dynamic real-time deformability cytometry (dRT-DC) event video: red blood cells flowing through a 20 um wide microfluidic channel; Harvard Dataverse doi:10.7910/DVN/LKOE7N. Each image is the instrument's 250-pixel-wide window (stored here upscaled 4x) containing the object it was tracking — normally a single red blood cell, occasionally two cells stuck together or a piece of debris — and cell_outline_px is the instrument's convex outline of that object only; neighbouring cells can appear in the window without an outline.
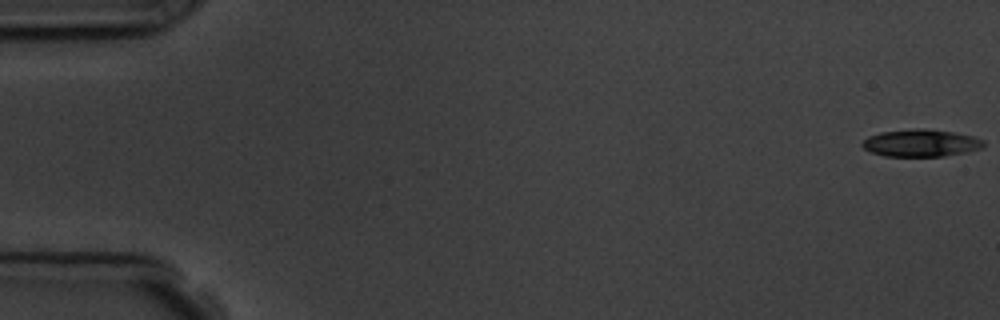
{"species": "common noctule bat (a hibernating species)", "species_latin": "Nyctalus noctula", "temperature_condition": "room temperature", "stored_images_in_passage": 6, "camera_frame_rate_fps": 3000, "um_per_image_px": 0.085, "animal": {"sex": "male", "body_mass_g": 19.5, "forearm_length_mm": 54.6}, "frame": {"image": 1, "passage_image": 1, "time_ms": 0.0, "image_size_px": [1000, 320], "cell_outline_px": [[984, 148], [968, 152], [944, 156], [884, 156], [872, 152], [864, 148], [860, 144], [868, 136], [880, 132], [916, 128], [920, 128], [952, 132], [972, 136], [984, 140]], "centroid_in_image_um": [78.29, 12.16], "position_along_channel_um": 6.7, "area_um2": 19.31}}